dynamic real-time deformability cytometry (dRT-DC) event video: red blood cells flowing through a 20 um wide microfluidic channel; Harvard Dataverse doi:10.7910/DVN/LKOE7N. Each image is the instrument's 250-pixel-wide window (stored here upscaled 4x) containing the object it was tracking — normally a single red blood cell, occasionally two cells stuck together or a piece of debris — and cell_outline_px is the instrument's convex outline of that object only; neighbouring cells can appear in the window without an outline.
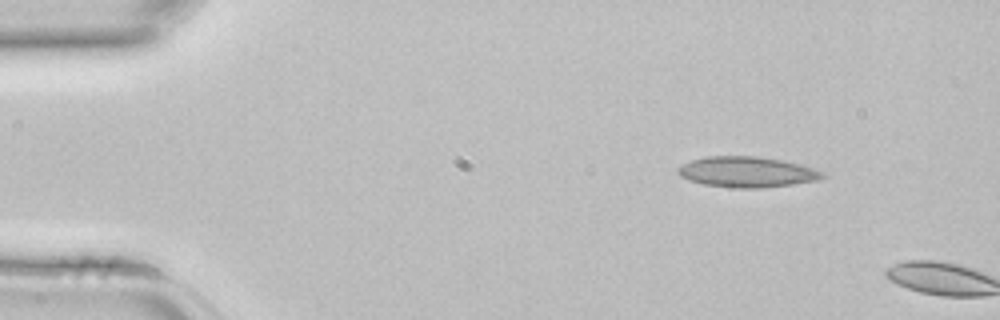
{"species": "common noctule bat (a hibernating species)", "species_latin": "Nyctalus noctula", "temperature_condition": "room temperature", "stored_images_in_passage": 2, "camera_frame_rate_fps": 3000, "um_per_image_px": 0.085, "animal": {"sex": "female", "body_mass_g": 22.7, "forearm_length_mm": 54.2}, "frame": {"image": 1, "passage_image": 1, "time_ms": 0.0, "image_size_px": [1000, 320], "cell_outline_px": [[828, 176], [816, 180], [792, 184], [760, 188], [736, 188], [704, 184], [680, 176], [676, 172], [676, 168], [692, 160], [708, 156], [756, 156], [780, 160], [800, 164], [824, 172]], "centroid_in_image_um": [63.5, 14.61], "position_along_channel_um": 21.5, "area_um2": 25.55}}